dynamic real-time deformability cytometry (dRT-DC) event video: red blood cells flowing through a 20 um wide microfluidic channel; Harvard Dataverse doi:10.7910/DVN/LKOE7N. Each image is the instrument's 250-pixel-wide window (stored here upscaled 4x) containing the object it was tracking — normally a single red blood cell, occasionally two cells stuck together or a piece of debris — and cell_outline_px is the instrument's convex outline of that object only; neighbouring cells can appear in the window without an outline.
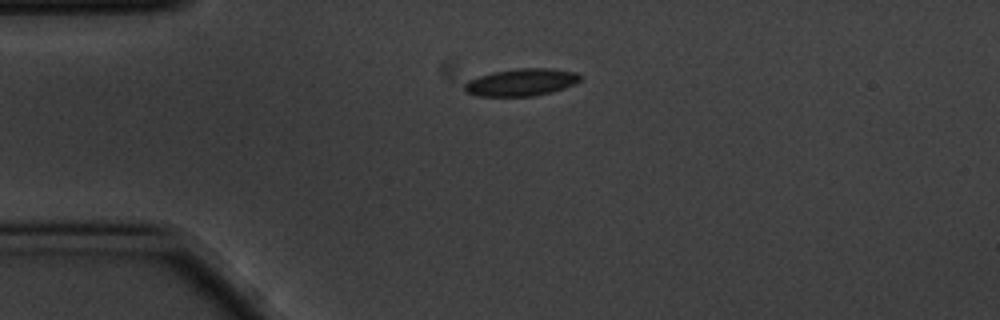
{"species": "common noctule bat (a hibernating species)", "species_latin": "Nyctalus noctula", "temperature_condition": "cold", "stored_images_in_passage": 2, "camera_frame_rate_fps": 3000, "um_per_image_px": 0.085, "animal": {"sex": "male", "body_mass_g": 20.1, "forearm_length_mm": 53.5}, "frame": {"image": 1, "passage_image": 1, "time_ms": 0.0, "image_size_px": [1000, 320], "cell_outline_px": [[580, 80], [576, 84], [552, 92], [532, 96], [476, 96], [464, 92], [464, 84], [468, 80], [492, 72], [516, 68], [552, 68], [576, 72], [580, 76]], "centroid_in_image_um": [44.3, 6.99], "position_along_channel_um": 40.7, "area_um2": 18.55}}